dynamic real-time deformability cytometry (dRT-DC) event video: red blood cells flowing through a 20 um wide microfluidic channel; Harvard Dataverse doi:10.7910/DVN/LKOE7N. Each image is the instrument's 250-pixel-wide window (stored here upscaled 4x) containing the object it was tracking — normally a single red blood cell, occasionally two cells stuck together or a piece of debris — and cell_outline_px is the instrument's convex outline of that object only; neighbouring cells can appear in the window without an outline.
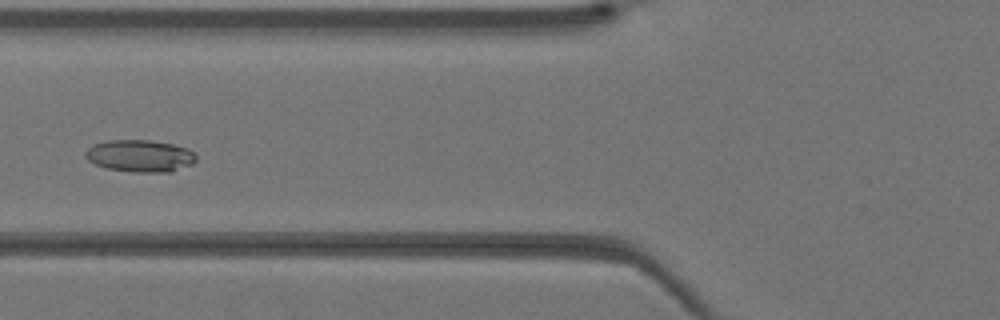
{"species": "Egyptian fruit bat (a non-hibernating species)", "species_latin": "Rousettus aegyptiacus", "temperature_condition": "warm", "stored_images_in_passage": 43, "segment_of_instrument_passage": [1, 2], "camera_frame_rate_fps": 3000, "um_per_image_px": 0.085, "animal": {"sex": "female"}, "frame": {"image": 1, "passage_image": 17, "time_ms": 5.333, "image_size_px": [1000, 320], "cell_outline_px": [[196, 160], [192, 164], [172, 172], [132, 172], [108, 168], [96, 164], [88, 160], [84, 156], [84, 152], [92, 144], [108, 140], [148, 140], [172, 144], [188, 148], [196, 156]], "centroid_in_image_um": [11.89, 13.25], "position_along_channel_um": 113.9, "area_um2": 20.75}}
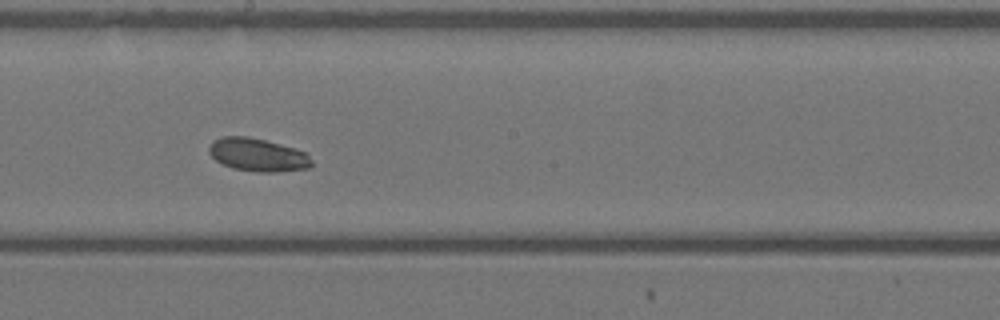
{"frame": {"image": 2, "passage_image": 24, "time_ms": 7.667, "image_size_px": [1000, 320], "cell_outline_px": [[312, 164], [308, 168], [276, 172], [256, 172], [232, 168], [216, 160], [208, 152], [208, 148], [212, 140], [220, 136], [248, 136], [280, 144], [304, 152], [312, 160]], "centroid_in_image_um": [21.86, 13.15], "position_along_channel_um": 226.3, "area_um2": 19.71}}
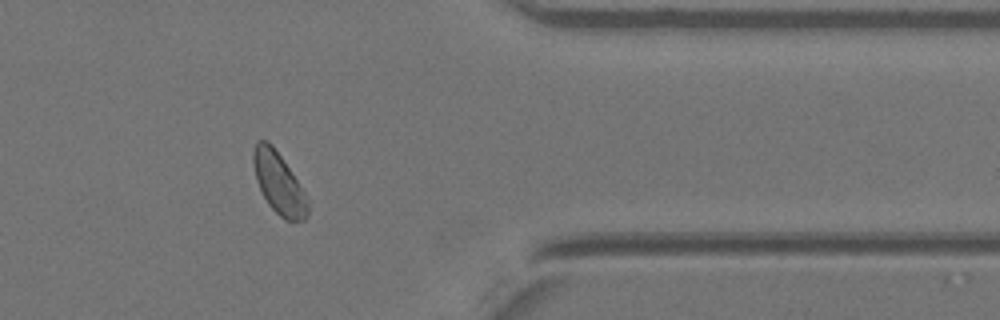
{"frame": {"image": 3, "passage_image": 35, "time_ms": 11.333, "image_size_px": [1000, 320], "cell_outline_px": [[312, 200], [308, 216], [304, 220], [284, 220], [268, 204], [256, 180], [252, 160], [252, 152], [256, 144], [260, 140], [268, 140], [272, 144]], "centroid_in_image_um": [23.76, 15.59], "position_along_channel_um": 387.6, "area_um2": 19.88}}